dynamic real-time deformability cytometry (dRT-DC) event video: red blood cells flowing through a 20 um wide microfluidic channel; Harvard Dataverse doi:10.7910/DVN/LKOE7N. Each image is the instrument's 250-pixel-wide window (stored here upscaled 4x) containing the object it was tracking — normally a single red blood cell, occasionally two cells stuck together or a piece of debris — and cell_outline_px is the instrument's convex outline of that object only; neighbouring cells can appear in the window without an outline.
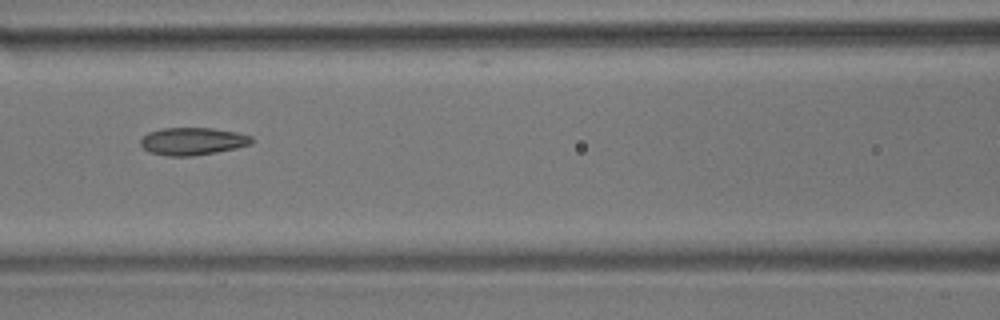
{"species": "common noctule bat (a hibernating species)", "species_latin": "Nyctalus noctula", "temperature_condition": "room temperature", "stored_images_in_passage": 9, "camera_frame_rate_fps": 3000, "um_per_image_px": 0.085, "animal": {"sex": "male", "body_mass_g": 17.9}, "frame": {"image": 1, "passage_image": 6, "time_ms": 6.667, "image_size_px": [1000, 320], "cell_outline_px": [[252, 144], [236, 148], [216, 152], [192, 156], [168, 156], [148, 152], [140, 144], [140, 140], [148, 132], [164, 128], [212, 128], [236, 132], [252, 136]], "centroid_in_image_um": [16.37, 12.01], "position_along_channel_um": 150.2, "area_um2": 17.8}}
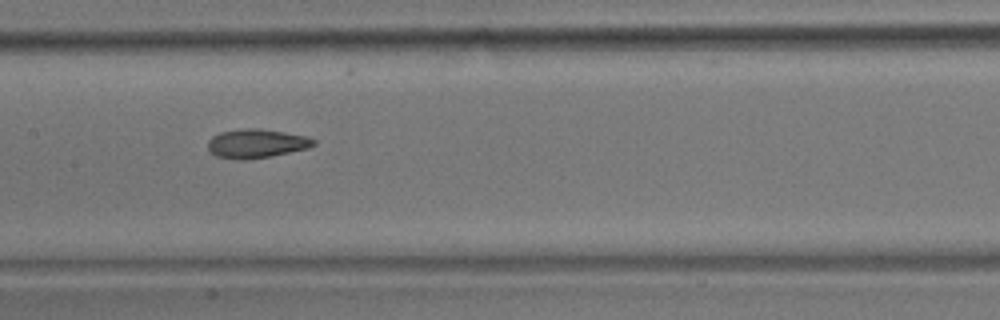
{"frame": {"image": 2, "passage_image": 7, "time_ms": 7.667, "image_size_px": [1000, 320], "cell_outline_px": [[316, 144], [308, 148], [272, 156], [244, 160], [240, 160], [216, 156], [208, 148], [208, 140], [212, 136], [220, 132], [248, 128], [260, 128], [308, 136], [316, 140]], "centroid_in_image_um": [21.82, 12.19], "position_along_channel_um": 185.6, "area_um2": 17.86}}